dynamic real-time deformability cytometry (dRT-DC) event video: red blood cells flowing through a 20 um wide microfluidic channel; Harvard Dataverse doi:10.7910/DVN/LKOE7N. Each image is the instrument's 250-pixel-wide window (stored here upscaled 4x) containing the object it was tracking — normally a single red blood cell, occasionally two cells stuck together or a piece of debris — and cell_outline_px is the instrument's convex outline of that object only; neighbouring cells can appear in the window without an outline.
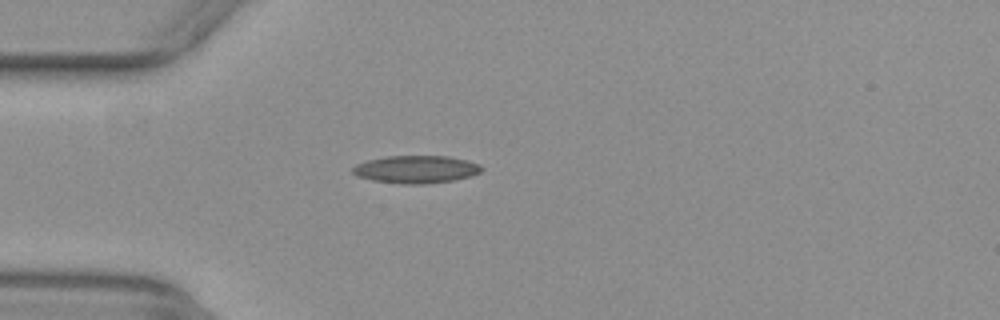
{"species": "common noctule bat (a hibernating species)", "species_latin": "Nyctalus noctula", "temperature_condition": "warm", "stored_images_in_passage": 39, "camera_frame_rate_fps": 3000, "um_per_image_px": 0.085, "animal": {"sex": "female", "body_mass_g": 29.2, "forearm_length_mm": 56.3}, "frame": {"image": 1, "passage_image": 1, "time_ms": 0.0, "image_size_px": [1000, 320], "cell_outline_px": [[484, 168], [480, 172], [472, 176], [456, 180], [424, 184], [400, 184], [372, 180], [356, 176], [352, 172], [352, 168], [356, 164], [368, 160], [388, 156], [448, 156], [468, 160], [480, 164]], "centroid_in_image_um": [35.39, 14.4], "position_along_channel_um": 49.6, "area_um2": 20.98}}
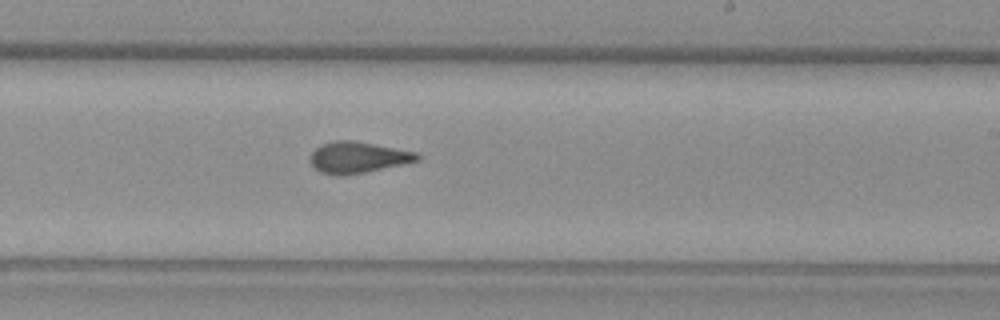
{"frame": {"image": 2, "passage_image": 18, "time_ms": 5.667, "image_size_px": [1000, 320], "cell_outline_px": [[420, 160], [364, 172], [344, 176], [336, 176], [320, 172], [312, 164], [312, 152], [316, 148], [324, 144], [336, 140], [352, 140], [416, 152], [420, 156]], "centroid_in_image_um": [30.42, 13.39], "position_along_channel_um": 258.6, "area_um2": 19.07}}
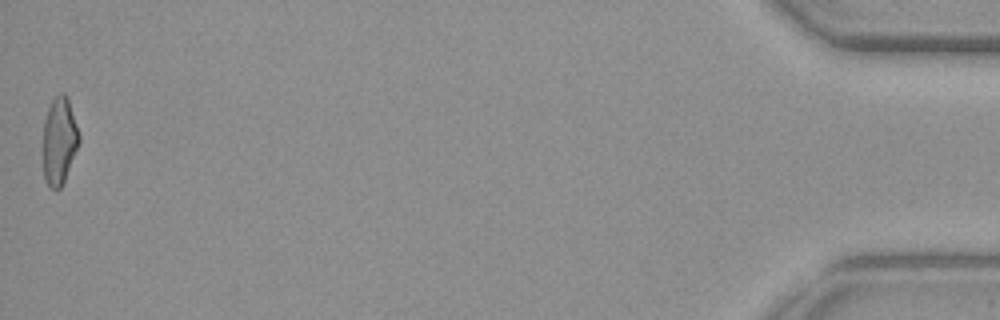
{"frame": {"image": 3, "passage_image": 39, "time_ms": 12.667, "image_size_px": [1000, 320], "cell_outline_px": [[80, 140], [64, 180], [60, 188], [52, 188], [48, 184], [44, 176], [44, 120], [48, 108], [52, 100], [60, 92], [64, 92], [68, 96], [80, 136]], "centroid_in_image_um": [5.05, 11.9], "position_along_channel_um": 430.2, "area_um2": 17.98}, "authors_computed_cell_mechanics": {"area_um2": 19.074, "velocity_mm_per_s": 3.9048, "shape_relaxation_time_tau1_ms": null, "shape_relaxation_time_tau2_ms": 2.1488, "deformation_change_tau1": null, "deformation_change_tau2": 0.0994}}